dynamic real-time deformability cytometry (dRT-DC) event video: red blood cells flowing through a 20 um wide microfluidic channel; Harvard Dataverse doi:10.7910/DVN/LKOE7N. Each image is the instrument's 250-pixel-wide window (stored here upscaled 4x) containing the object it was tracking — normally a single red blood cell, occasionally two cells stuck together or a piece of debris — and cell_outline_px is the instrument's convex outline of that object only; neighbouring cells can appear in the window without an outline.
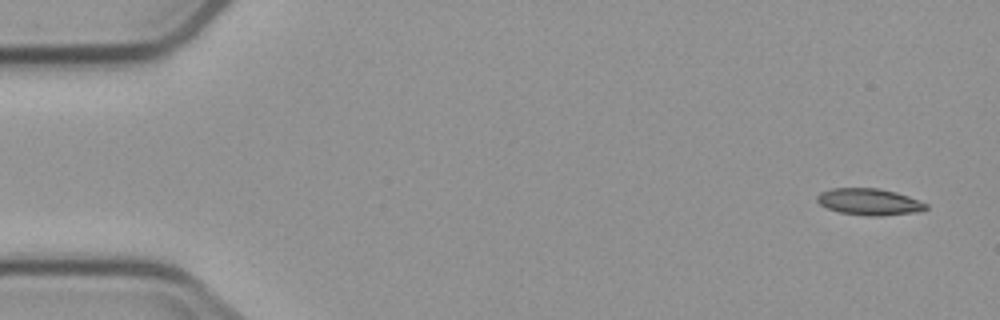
{"species": "common noctule bat (a hibernating species)", "species_latin": "Nyctalus noctula", "temperature_condition": "cold", "stored_images_in_passage": 5, "camera_frame_rate_fps": 3000, "um_per_image_px": 0.085, "animal": {"sex": "male", "body_mass_g": 23.1, "forearm_length_mm": 52.7}, "frame": {"image": 1, "passage_image": 1, "time_ms": 0.0, "image_size_px": [1000, 320], "cell_outline_px": [[928, 208], [916, 212], [880, 216], [868, 216], [840, 212], [828, 208], [820, 204], [816, 200], [816, 196], [820, 192], [832, 188], [876, 188], [896, 192], [920, 200], [928, 204]], "centroid_in_image_um": [73.89, 17.15], "position_along_channel_um": 11.1, "area_um2": 16.88}}